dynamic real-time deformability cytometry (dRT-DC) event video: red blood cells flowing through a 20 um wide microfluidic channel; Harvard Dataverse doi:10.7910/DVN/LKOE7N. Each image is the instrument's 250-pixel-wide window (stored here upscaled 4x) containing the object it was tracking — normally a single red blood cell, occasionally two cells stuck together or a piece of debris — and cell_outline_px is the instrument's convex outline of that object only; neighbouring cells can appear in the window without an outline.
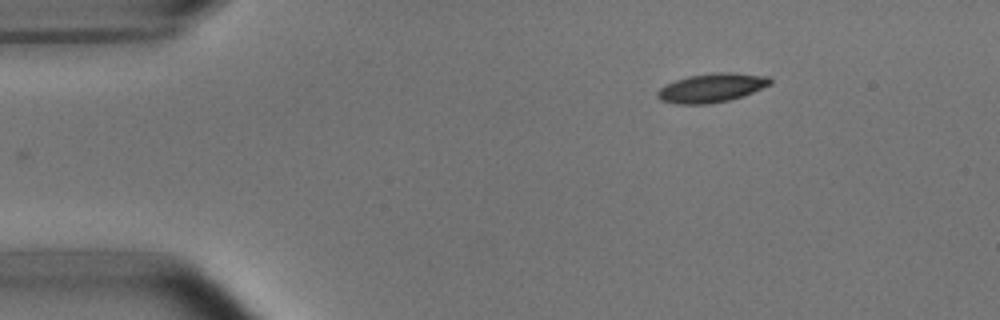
{"species": "common noctule bat (a hibernating species)", "species_latin": "Nyctalus noctula", "temperature_condition": "room temperature", "stored_images_in_passage": 46, "camera_frame_rate_fps": 3000, "um_per_image_px": 0.085, "animal": {"sex": "male", "body_mass_g": 15.6}, "frame": {"image": 1, "passage_image": 1, "time_ms": 0.0, "image_size_px": [1000, 320], "cell_outline_px": [[772, 84], [744, 96], [728, 100], [708, 104], [676, 104], [660, 100], [656, 96], [656, 92], [664, 84], [688, 76], [716, 72], [732, 72], [768, 76], [772, 80]], "centroid_in_image_um": [60.48, 7.46], "position_along_channel_um": 24.5, "area_um2": 19.19}}
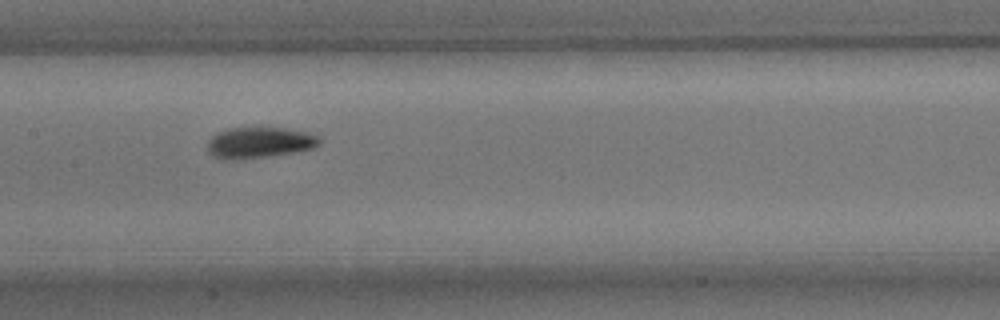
{"frame": {"image": 2, "passage_image": 19, "time_ms": 6.0, "image_size_px": [1000, 320], "cell_outline_px": [[320, 144], [312, 148], [296, 152], [268, 156], [232, 160], [224, 160], [212, 156], [208, 152], [208, 140], [216, 132], [228, 128], [284, 128], [308, 132], [316, 136], [320, 140]], "centroid_in_image_um": [22.0, 12.13], "position_along_channel_um": 185.4, "area_um2": 20.23}}
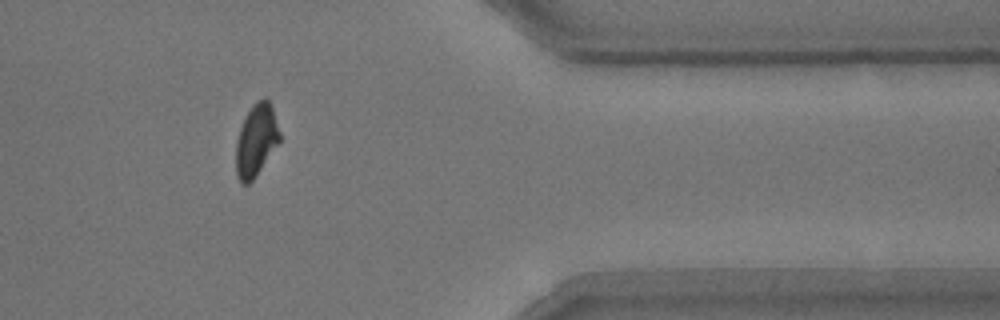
{"frame": {"image": 3, "passage_image": 37, "time_ms": 12.0, "image_size_px": [1000, 320], "cell_outline_px": [[280, 140], [252, 180], [248, 184], [240, 184], [236, 176], [236, 140], [240, 128], [252, 104], [256, 100], [268, 100], [272, 108], [280, 132]], "centroid_in_image_um": [21.74, 11.94], "position_along_channel_um": 389.7, "area_um2": 17.98}, "authors_computed_cell_mechanics": {"area_um2": 19.1896, "velocity_mm_per_s": 3.7553, "shape_relaxation_time_tau1_ms": 3.3059, "shape_relaxation_time_tau2_ms": 1.7563, "deformation_change_tau1": 0.1457, "deformation_change_tau2": 0.0733}}